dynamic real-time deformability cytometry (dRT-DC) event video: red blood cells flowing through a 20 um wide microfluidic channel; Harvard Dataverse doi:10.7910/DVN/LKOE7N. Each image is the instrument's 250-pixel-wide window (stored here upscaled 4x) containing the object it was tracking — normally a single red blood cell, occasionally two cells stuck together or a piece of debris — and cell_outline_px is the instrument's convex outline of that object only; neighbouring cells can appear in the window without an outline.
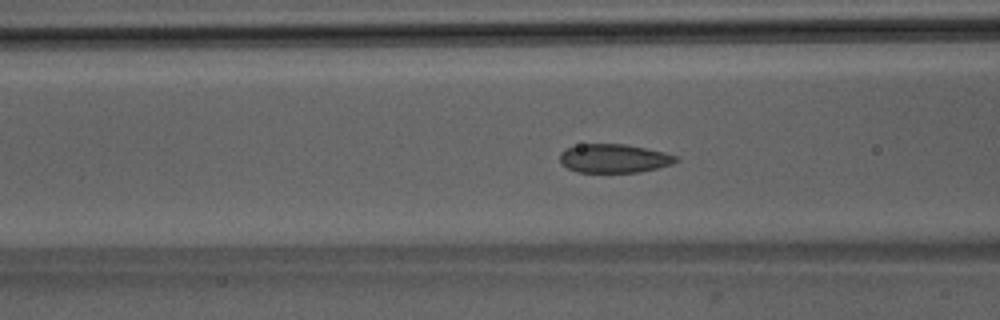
{"species": "Egyptian fruit bat (a non-hibernating species)", "species_latin": "Rousettus aegyptiacus", "temperature_condition": "room temperature", "stored_images_in_passage": 52, "camera_frame_rate_fps": 3000, "um_per_image_px": 0.085, "animal": {"sex": "male"}, "frame": {"image": 1, "passage_image": 21, "time_ms": 6.667, "image_size_px": [1000, 320], "cell_outline_px": [[680, 160], [672, 164], [640, 172], [576, 172], [560, 164], [560, 152], [568, 148], [580, 144], [624, 144], [664, 152], [680, 156]], "centroid_in_image_um": [52.2, 13.47], "position_along_channel_um": 114.4, "area_um2": 19.48}}
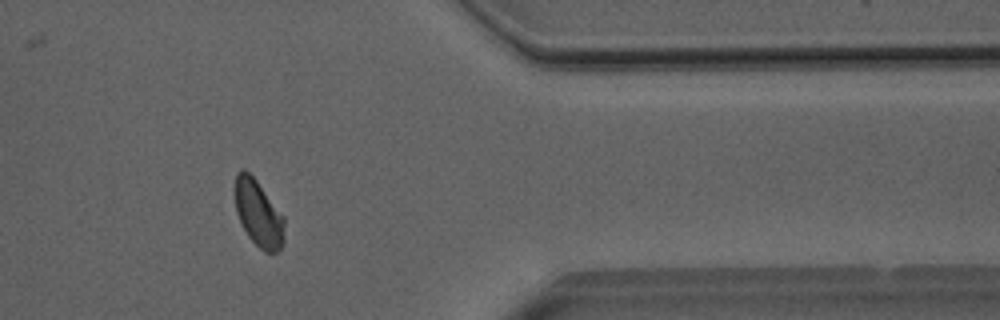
{"frame": {"image": 2, "passage_image": 43, "time_ms": 14.0, "image_size_px": [1000, 320], "cell_outline_px": [[284, 240], [280, 248], [276, 252], [264, 252], [248, 236], [240, 224], [236, 212], [232, 188], [236, 172], [240, 168], [244, 168], [256, 180], [284, 216]], "centroid_in_image_um": [21.91, 18.09], "position_along_channel_um": 389.5, "area_um2": 19.59}}
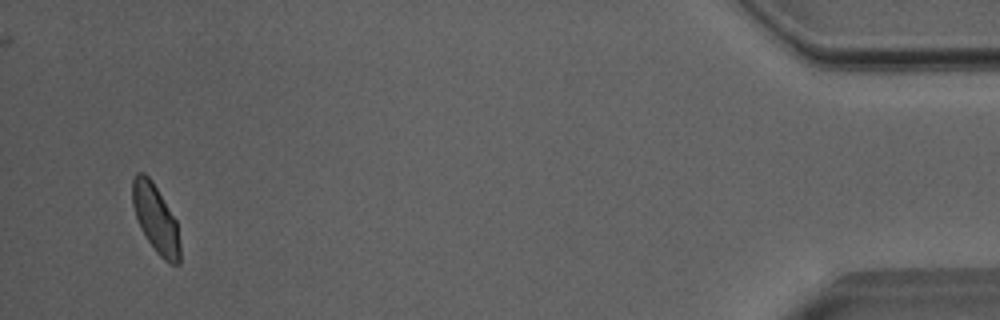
{"frame": {"image": 3, "passage_image": 50, "time_ms": 16.333, "image_size_px": [1000, 320], "cell_outline_px": [[180, 264], [172, 264], [164, 260], [156, 252], [140, 228], [132, 204], [132, 180], [136, 172], [144, 172], [152, 180], [176, 220], [180, 244]], "centroid_in_image_um": [13.23, 18.58], "position_along_channel_um": 422.0, "area_um2": 18.84}, "authors_computed_cell_mechanics": {"area_um2": 19.7676, "velocity_mm_per_s": 4.006, "shape_relaxation_time_tau1_ms": 3.3932, "shape_relaxation_time_tau2_ms": null, "deformation_change_tau1": 0.0924, "deformation_change_tau2": null}}